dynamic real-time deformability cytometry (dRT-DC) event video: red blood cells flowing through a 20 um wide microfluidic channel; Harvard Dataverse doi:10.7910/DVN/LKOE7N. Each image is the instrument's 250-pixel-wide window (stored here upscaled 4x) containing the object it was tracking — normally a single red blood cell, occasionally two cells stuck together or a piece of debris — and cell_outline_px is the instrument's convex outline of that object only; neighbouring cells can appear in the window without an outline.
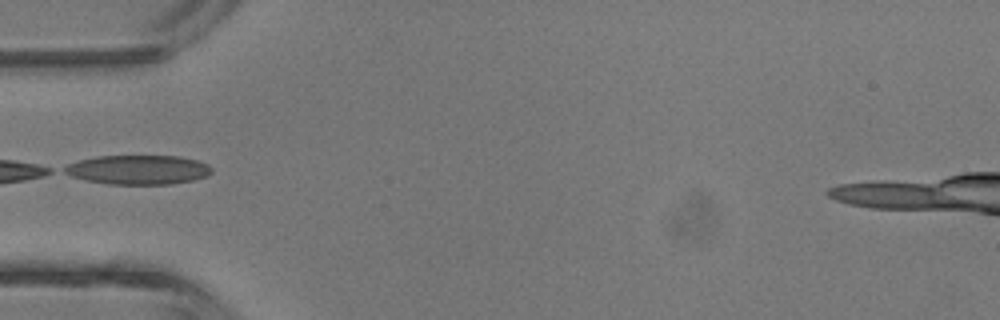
{"species": "common noctule bat (a hibernating species)", "species_latin": "Nyctalus noctula", "temperature_condition": "room temperature", "stored_images_in_passage": 2, "camera_frame_rate_fps": 3000, "um_per_image_px": 0.085, "animal": {"sex": "male", "body_mass_g": 13.3}, "frame": {"image": 1, "passage_image": 2, "time_ms": 1.0, "image_size_px": [1000, 320], "cell_outline_px": [[212, 172], [208, 176], [192, 180], [172, 184], [108, 184], [84, 180], [72, 176], [64, 172], [60, 168], [68, 164], [80, 160], [96, 156], [180, 156], [196, 160], [208, 164], [212, 168]], "centroid_in_image_um": [11.73, 14.43], "position_along_channel_um": 73.3, "area_um2": 25.26}}